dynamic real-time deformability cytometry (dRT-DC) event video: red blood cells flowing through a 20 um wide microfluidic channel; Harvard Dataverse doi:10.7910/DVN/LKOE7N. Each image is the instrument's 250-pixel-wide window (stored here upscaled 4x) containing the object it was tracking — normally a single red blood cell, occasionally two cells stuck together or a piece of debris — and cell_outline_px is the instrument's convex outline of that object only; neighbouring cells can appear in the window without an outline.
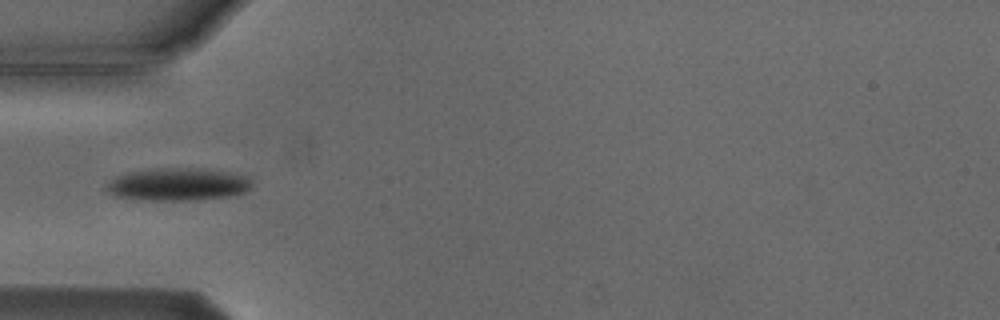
{"species": "Egyptian fruit bat (a non-hibernating species)", "species_latin": "Rousettus aegyptiacus", "temperature_condition": "cold", "stored_images_in_passage": 5, "camera_frame_rate_fps": 3000, "um_per_image_px": 0.085, "animal": {"sex": "male"}, "frame": {"image": 1, "passage_image": 5, "time_ms": 5.333, "image_size_px": [1000, 320], "cell_outline_px": [[252, 184], [244, 192], [224, 196], [196, 200], [144, 200], [112, 196], [104, 188], [116, 176], [128, 172], [156, 168], [200, 168], [228, 172], [248, 176], [252, 180]], "centroid_in_image_um": [15.08, 15.66], "position_along_channel_um": 69.9, "area_um2": 27.63}}